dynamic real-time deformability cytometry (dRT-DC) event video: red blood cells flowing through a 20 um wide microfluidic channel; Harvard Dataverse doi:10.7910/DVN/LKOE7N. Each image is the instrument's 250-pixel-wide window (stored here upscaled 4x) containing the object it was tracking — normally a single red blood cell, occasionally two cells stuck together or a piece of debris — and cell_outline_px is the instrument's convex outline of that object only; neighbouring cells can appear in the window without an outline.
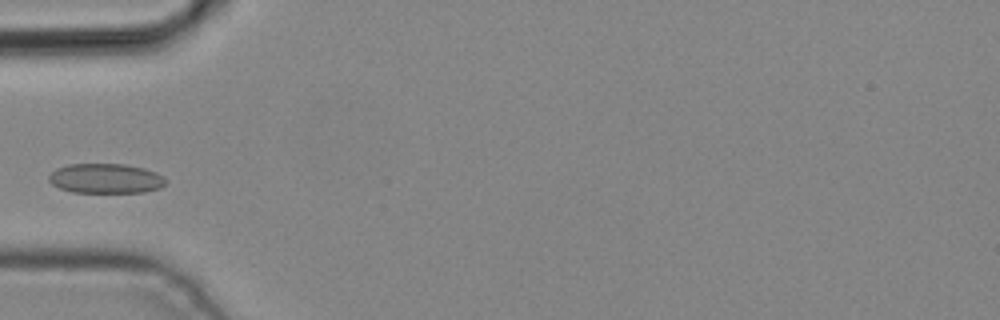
{"species": "common noctule bat (a hibernating species)", "species_latin": "Nyctalus noctula", "temperature_condition": "cold", "stored_images_in_passage": 4, "camera_frame_rate_fps": 3000, "um_per_image_px": 0.085, "animal": {"sex": "male", "body_mass_g": 19.2, "forearm_length_mm": 51.8}, "frame": {"image": 1, "passage_image": 3, "time_ms": 0.667, "image_size_px": [1000, 320], "cell_outline_px": [[164, 184], [160, 188], [144, 192], [72, 192], [60, 188], [52, 184], [48, 180], [48, 176], [56, 168], [68, 164], [124, 164], [144, 168], [156, 172], [164, 180]], "centroid_in_image_um": [8.94, 15.16], "position_along_channel_um": 76.1, "area_um2": 20.11}}
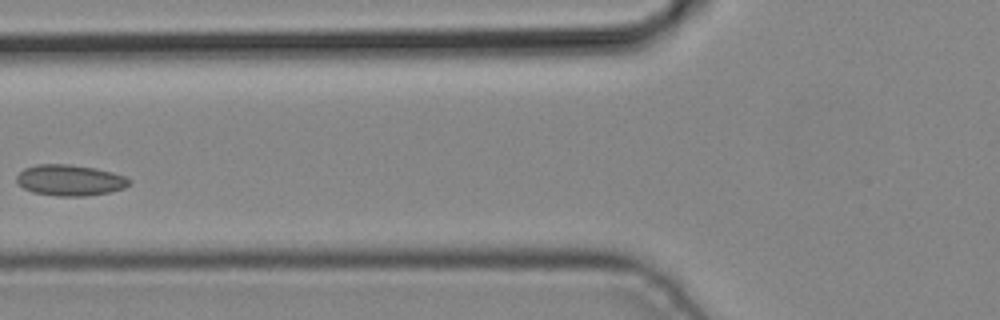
{"frame": {"image": 2, "passage_image": 4, "time_ms": 1.0, "image_size_px": [1000, 320], "cell_outline_px": [[132, 180], [124, 188], [112, 192], [84, 196], [56, 196], [32, 192], [24, 188], [16, 180], [16, 176], [24, 168], [36, 164], [68, 164], [96, 168], [112, 172], [124, 176]], "centroid_in_image_um": [5.95, 15.32], "position_along_channel_um": 119.9, "area_um2": 20.4}}